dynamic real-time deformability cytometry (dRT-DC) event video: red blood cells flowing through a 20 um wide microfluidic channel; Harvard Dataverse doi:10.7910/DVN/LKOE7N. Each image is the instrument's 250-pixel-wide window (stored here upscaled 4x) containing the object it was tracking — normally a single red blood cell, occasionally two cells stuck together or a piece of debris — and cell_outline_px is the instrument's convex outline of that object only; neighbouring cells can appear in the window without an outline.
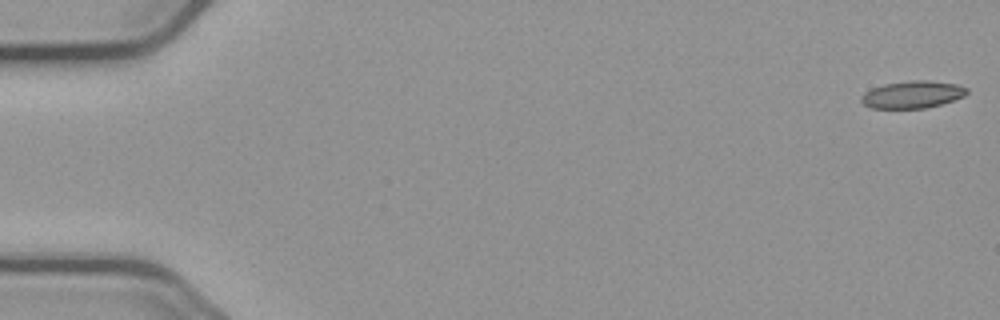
{"species": "common noctule bat (a hibernating species)", "species_latin": "Nyctalus noctula", "temperature_condition": "cold", "stored_images_in_passage": 56, "camera_frame_rate_fps": 3000, "um_per_image_px": 0.085, "animal": {"sex": "male", "body_mass_g": 23.1, "forearm_length_mm": 52.7}, "frame": {"image": 1, "passage_image": 1, "time_ms": 0.0, "image_size_px": [1000, 320], "cell_outline_px": [[968, 92], [964, 96], [940, 104], [924, 108], [872, 108], [864, 104], [860, 100], [860, 96], [864, 92], [872, 88], [884, 84], [908, 80], [928, 80], [956, 84], [968, 88]], "centroid_in_image_um": [77.53, 8.02], "position_along_channel_um": 7.5, "area_um2": 16.76}}
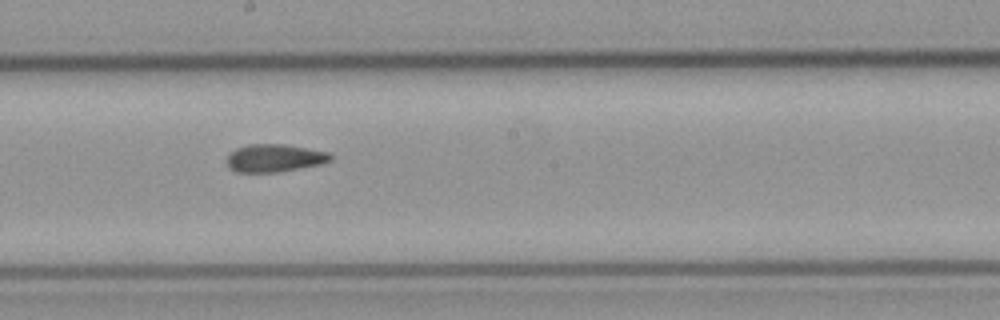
{"frame": {"image": 2, "passage_image": 31, "time_ms": 10.0, "image_size_px": [1000, 320], "cell_outline_px": [[332, 160], [320, 164], [280, 172], [236, 172], [228, 168], [228, 152], [236, 148], [248, 144], [284, 144], [328, 152], [332, 156]], "centroid_in_image_um": [23.3, 13.43], "position_along_channel_um": 224.9, "area_um2": 16.82}}
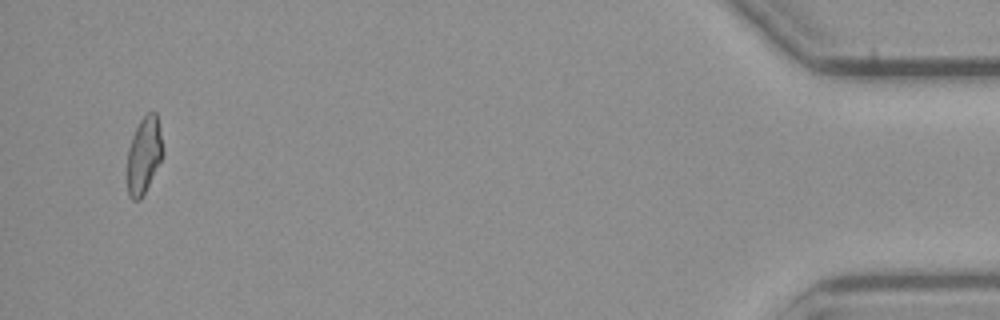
{"frame": {"image": 3, "passage_image": 54, "time_ms": 17.667, "image_size_px": [1000, 320], "cell_outline_px": [[164, 152], [140, 200], [132, 200], [128, 196], [128, 148], [132, 136], [140, 120], [148, 112], [156, 112]], "centroid_in_image_um": [12.22, 13.17], "position_along_channel_um": 423.0, "area_um2": 15.49}, "authors_computed_cell_mechanics": {"area_um2": 16.9932, "velocity_mm_per_s": 3.6959, "shape_relaxation_time_tau1_ms": null, "shape_relaxation_time_tau2_ms": 3.9413, "deformation_change_tau1": null, "deformation_change_tau2": 0.1109}}